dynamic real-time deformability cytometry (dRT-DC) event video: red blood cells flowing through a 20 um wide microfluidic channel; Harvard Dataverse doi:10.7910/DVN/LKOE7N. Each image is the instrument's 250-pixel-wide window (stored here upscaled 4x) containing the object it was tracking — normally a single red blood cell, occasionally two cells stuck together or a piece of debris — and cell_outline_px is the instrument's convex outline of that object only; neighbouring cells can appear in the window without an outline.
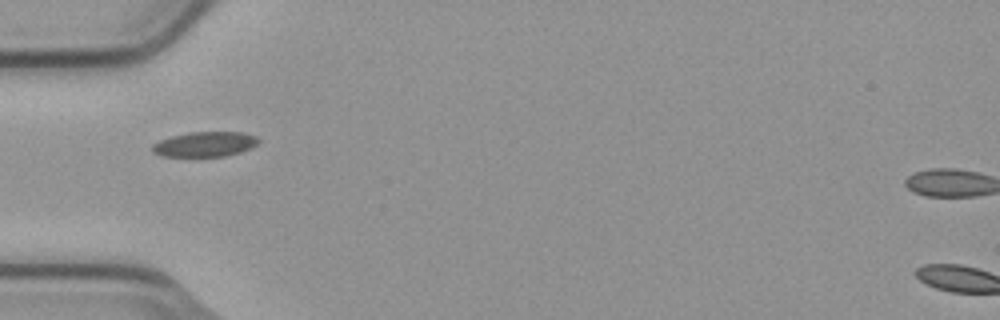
{"species": "common noctule bat (a hibernating species)", "species_latin": "Nyctalus noctula", "temperature_condition": "cold", "stored_images_in_passage": 1, "camera_frame_rate_fps": 3000, "um_per_image_px": 0.085, "animal": {"sex": "male", "body_mass_g": 23.1, "forearm_length_mm": 52.7}, "frame": {"image": 1, "passage_image": 1, "time_ms": 0.0, "image_size_px": [1000, 320], "cell_outline_px": [[260, 140], [256, 144], [240, 152], [224, 156], [164, 156], [152, 152], [152, 144], [160, 140], [172, 136], [188, 132], [244, 132], [256, 136]], "centroid_in_image_um": [17.4, 12.25], "position_along_channel_um": 67.6, "area_um2": 15.32}}